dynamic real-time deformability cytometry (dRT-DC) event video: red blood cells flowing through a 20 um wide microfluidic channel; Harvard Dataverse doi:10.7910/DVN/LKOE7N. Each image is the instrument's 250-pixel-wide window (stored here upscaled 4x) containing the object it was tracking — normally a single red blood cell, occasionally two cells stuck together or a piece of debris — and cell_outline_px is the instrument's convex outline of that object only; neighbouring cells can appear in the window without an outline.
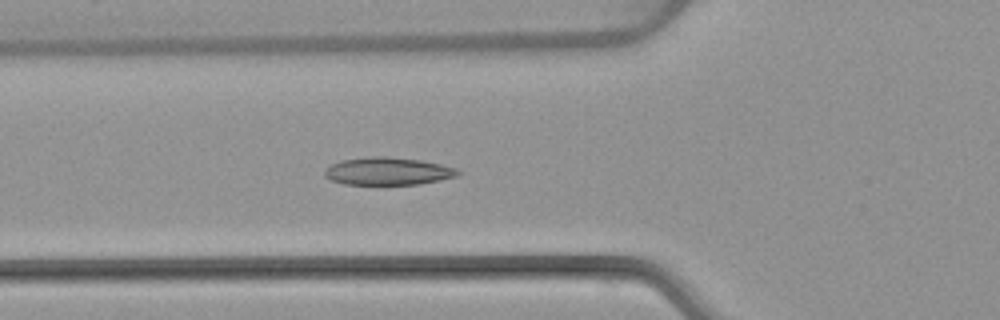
{"species": "common noctule bat (a hibernating species)", "species_latin": "Nyctalus noctula", "temperature_condition": "warm", "stored_images_in_passage": 53, "camera_frame_rate_fps": 3000, "um_per_image_px": 0.085, "animal": {"sex": "female", "body_mass_g": 22.7, "forearm_length_mm": 54.2}, "frame": {"image": 1, "passage_image": 19, "time_ms": 6.0, "image_size_px": [1000, 320], "cell_outline_px": [[460, 172], [456, 176], [420, 184], [344, 184], [332, 180], [324, 176], [324, 168], [340, 160], [372, 156], [388, 156], [420, 160], [440, 164], [456, 168]], "centroid_in_image_um": [32.93, 14.54], "position_along_channel_um": 92.9, "area_um2": 21.39}}
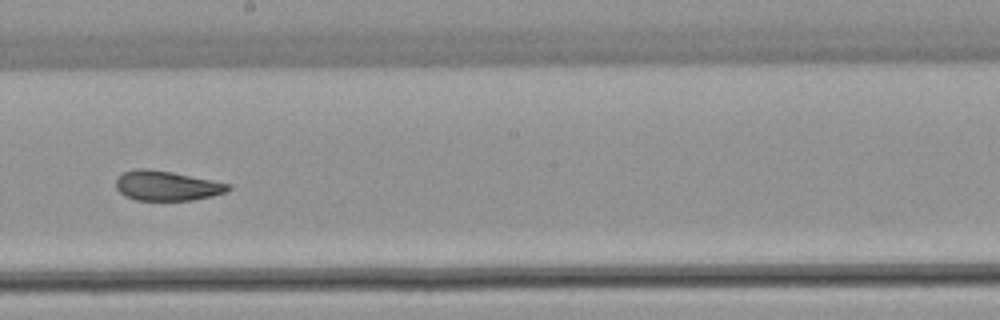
{"frame": {"image": 2, "passage_image": 30, "time_ms": 9.667, "image_size_px": [1000, 320], "cell_outline_px": [[232, 188], [228, 192], [212, 196], [192, 200], [136, 200], [120, 192], [116, 188], [116, 176], [124, 172], [136, 168], [148, 168], [172, 172], [232, 184]], "centroid_in_image_um": [14.2, 15.78], "position_along_channel_um": 234.0, "area_um2": 19.59}}
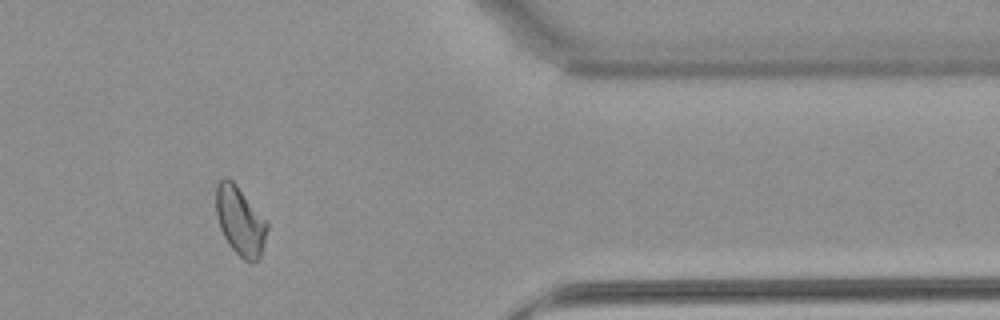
{"frame": {"image": 3, "passage_image": 44, "time_ms": 14.333, "image_size_px": [1000, 320], "cell_outline_px": [[268, 228], [264, 244], [260, 256], [256, 260], [244, 260], [228, 244], [220, 228], [216, 216], [216, 184], [224, 176], [228, 176], [236, 184], [268, 220]], "centroid_in_image_um": [20.41, 18.72], "position_along_channel_um": 391.0, "area_um2": 20.63}, "authors_computed_cell_mechanics": {"area_um2": 21.1548, "velocity_mm_per_s": 3.8398, "shape_relaxation_time_tau1_ms": 7.0644, "shape_relaxation_time_tau2_ms": 2.4049, "deformation_change_tau1": 0.1559, "deformation_change_tau2": 0.065}}